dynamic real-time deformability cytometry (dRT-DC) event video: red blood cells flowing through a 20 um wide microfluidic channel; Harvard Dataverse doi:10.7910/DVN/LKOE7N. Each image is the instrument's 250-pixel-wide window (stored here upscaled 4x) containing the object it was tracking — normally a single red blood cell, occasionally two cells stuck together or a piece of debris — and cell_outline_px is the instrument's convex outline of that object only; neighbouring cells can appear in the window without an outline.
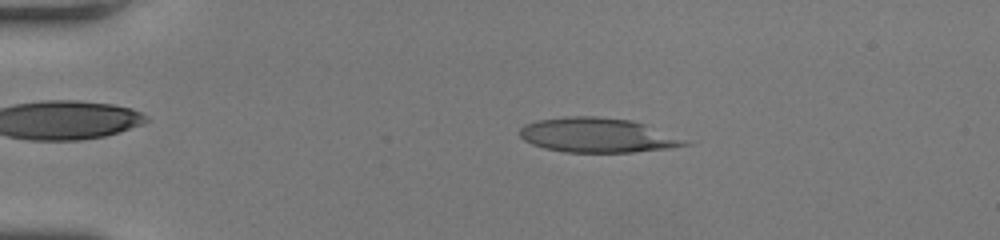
{"species": "human", "species_latin": "Homo sapiens", "temperature_condition": "room temperature", "stored_images_in_passage": 49, "camera_frame_rate_fps": 3000, "um_per_image_px": 0.085, "donor": {"sex": "female"}, "frame": {"image": 1, "passage_image": 10, "time_ms": 3.0, "image_size_px": [1000, 240], "cell_outline_px": [[696, 144], [672, 148], [632, 152], [564, 152], [544, 148], [532, 144], [524, 140], [520, 136], [520, 128], [524, 124], [536, 120], [564, 116], [596, 116], [632, 120], [696, 140]], "centroid_in_image_um": [50.93, 11.49], "position_along_channel_um": 34.1, "area_um2": 34.16}}
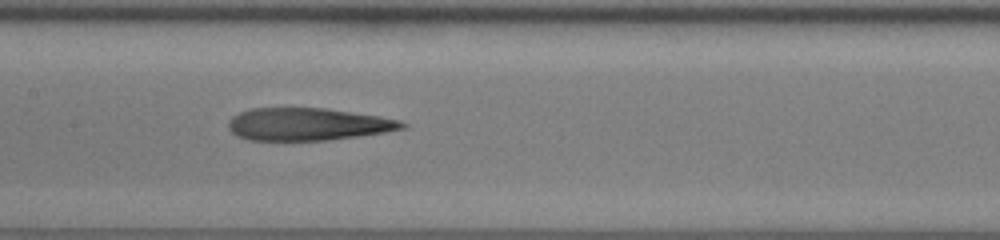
{"frame": {"image": 2, "passage_image": 25, "time_ms": 8.0, "image_size_px": [1000, 240], "cell_outline_px": [[408, 128], [384, 132], [328, 140], [248, 140], [236, 136], [228, 128], [228, 120], [232, 116], [240, 112], [252, 108], [324, 108], [380, 116], [400, 120], [408, 124]], "centroid_in_image_um": [26.16, 10.56], "position_along_channel_um": 181.2, "area_um2": 32.95}}
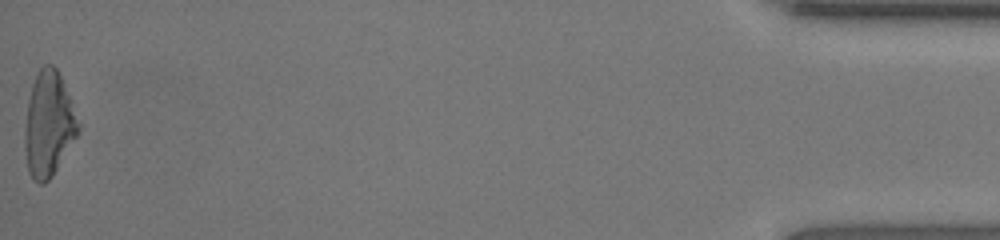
{"frame": {"image": 3, "passage_image": 49, "time_ms": 16.0, "image_size_px": [1000, 240], "cell_outline_px": [[80, 132], [52, 176], [44, 184], [40, 184], [32, 180], [28, 172], [24, 148], [24, 128], [28, 100], [32, 84], [40, 68], [44, 64], [52, 64], [56, 68], [72, 100], [80, 124]], "centroid_in_image_um": [4.13, 10.58], "position_along_channel_um": 431.1, "area_um2": 33.06}, "authors_computed_cell_mechanics": {"area_um2": 33.6396, "velocity_mm_per_s": 4.2707, "shape_relaxation_time_tau1_ms": null, "shape_relaxation_time_tau2_ms": 3.9608, "deformation_change_tau1": null, "deformation_change_tau2": 0.1995}}